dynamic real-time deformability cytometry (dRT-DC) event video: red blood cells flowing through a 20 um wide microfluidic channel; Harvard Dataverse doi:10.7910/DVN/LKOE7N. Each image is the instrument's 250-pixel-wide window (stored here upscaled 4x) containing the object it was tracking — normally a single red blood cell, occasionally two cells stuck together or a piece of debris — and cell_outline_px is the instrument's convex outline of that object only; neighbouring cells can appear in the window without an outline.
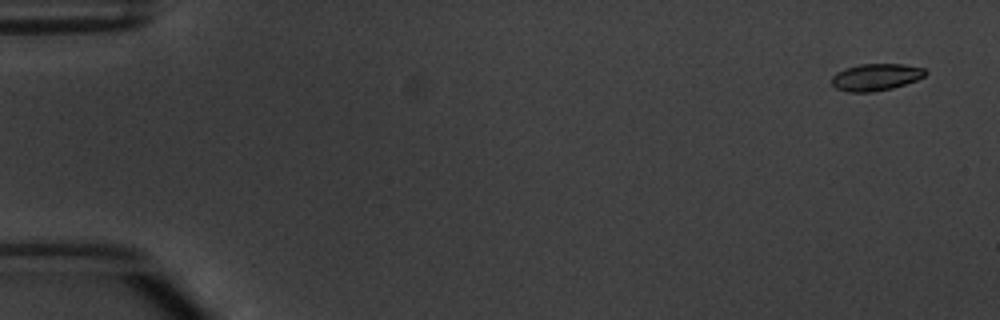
{"species": "common noctule bat (a hibernating species)", "species_latin": "Nyctalus noctula", "temperature_condition": "warm", "stored_images_in_passage": 4, "camera_frame_rate_fps": 3000, "um_per_image_px": 0.085, "animal": {"sex": "male", "body_mass_g": 20.1, "forearm_length_mm": 53.5}, "frame": {"image": 1, "passage_image": 1, "time_ms": 0.0, "image_size_px": [1000, 320], "cell_outline_px": [[928, 72], [924, 76], [916, 80], [892, 88], [872, 92], [848, 92], [836, 88], [832, 84], [832, 76], [836, 72], [844, 68], [860, 64], [904, 64], [924, 68]], "centroid_in_image_um": [74.43, 6.55], "position_along_channel_um": 10.6, "area_um2": 14.74}}
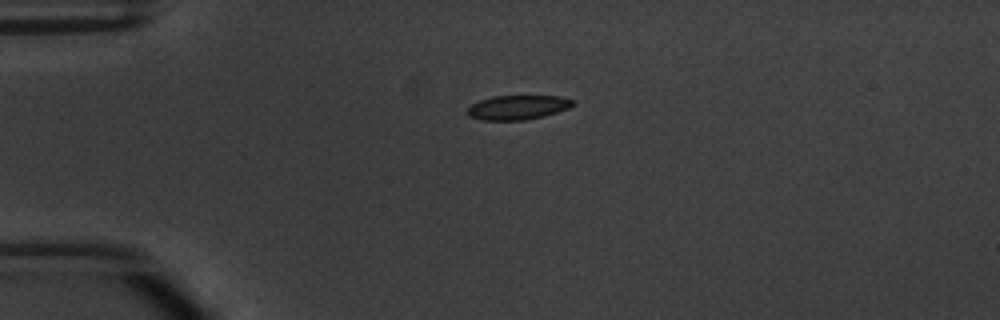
{"frame": {"image": 2, "passage_image": 4, "time_ms": 3.667, "image_size_px": [1000, 320], "cell_outline_px": [[576, 104], [568, 108], [544, 116], [524, 120], [480, 120], [468, 116], [464, 112], [472, 104], [480, 100], [492, 96], [560, 96], [572, 100]], "centroid_in_image_um": [43.96, 9.13], "position_along_channel_um": 41.0, "area_um2": 15.03}}